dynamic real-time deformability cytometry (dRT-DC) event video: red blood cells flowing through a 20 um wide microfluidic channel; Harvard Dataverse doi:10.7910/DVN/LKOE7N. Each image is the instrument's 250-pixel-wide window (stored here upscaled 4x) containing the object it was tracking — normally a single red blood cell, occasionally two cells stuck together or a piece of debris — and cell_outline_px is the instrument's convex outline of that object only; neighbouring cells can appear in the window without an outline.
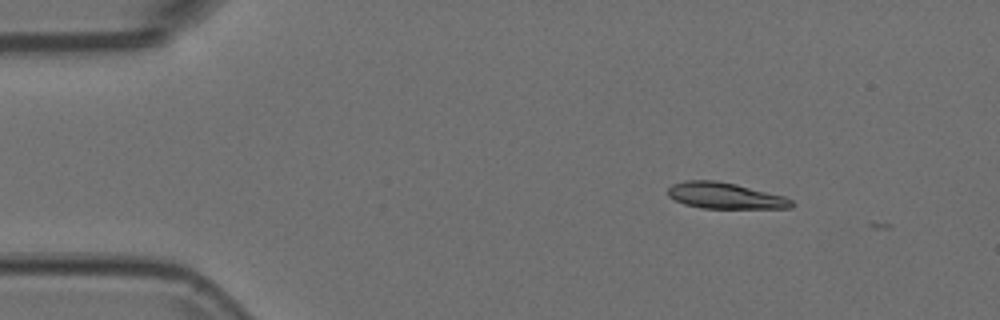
{"species": "Egyptian fruit bat (a non-hibernating species)", "species_latin": "Rousettus aegyptiacus", "temperature_condition": "room temperature", "stored_images_in_passage": 5, "camera_frame_rate_fps": 3000, "um_per_image_px": 0.085, "animal": {"sex": "female"}, "frame": {"image": 1, "passage_image": 1, "time_ms": 0.0, "image_size_px": [1000, 320], "cell_outline_px": [[796, 204], [792, 208], [700, 208], [684, 204], [668, 196], [668, 188], [672, 184], [684, 180], [716, 180], [736, 184], [784, 196], [792, 200]], "centroid_in_image_um": [61.63, 16.63], "position_along_channel_um": 23.4, "area_um2": 18.9}}